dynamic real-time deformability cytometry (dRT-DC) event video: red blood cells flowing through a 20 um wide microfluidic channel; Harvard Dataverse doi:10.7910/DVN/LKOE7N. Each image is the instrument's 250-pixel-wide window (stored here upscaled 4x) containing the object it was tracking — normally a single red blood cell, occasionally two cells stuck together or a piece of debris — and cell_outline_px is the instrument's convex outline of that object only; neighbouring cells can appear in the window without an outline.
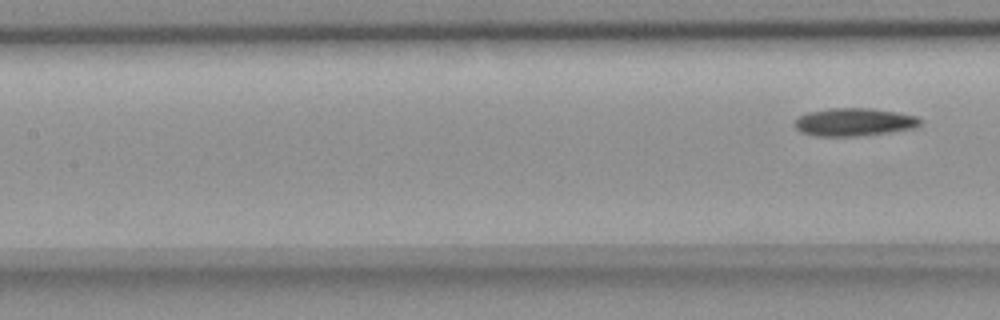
{"species": "common noctule bat (a hibernating species)", "species_latin": "Nyctalus noctula", "temperature_condition": "room temperature", "stored_images_in_passage": 7, "camera_frame_rate_fps": 3000, "um_per_image_px": 0.085, "animal": {"sex": "female", "body_mass_g": 18.4}, "frame": {"image": 1, "passage_image": 7, "time_ms": 2.0, "image_size_px": [1000, 320], "cell_outline_px": [[920, 124], [916, 128], [888, 132], [856, 136], [812, 136], [800, 132], [796, 128], [796, 120], [800, 116], [808, 112], [832, 108], [872, 108], [896, 112], [916, 116], [920, 120]], "centroid_in_image_um": [72.59, 10.38], "position_along_channel_um": 134.8, "area_um2": 20.29}}